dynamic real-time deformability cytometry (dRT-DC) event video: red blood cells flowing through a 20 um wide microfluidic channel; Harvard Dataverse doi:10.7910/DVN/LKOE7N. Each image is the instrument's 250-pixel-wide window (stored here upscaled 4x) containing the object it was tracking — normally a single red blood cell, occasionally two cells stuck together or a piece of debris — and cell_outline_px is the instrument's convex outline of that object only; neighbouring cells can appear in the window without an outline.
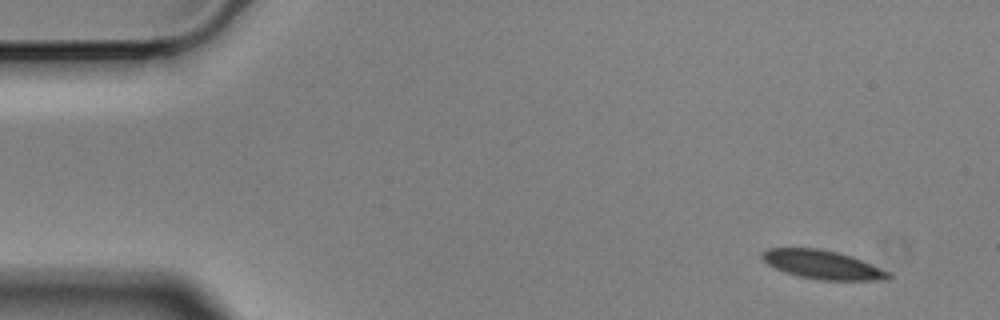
{"species": "Egyptian fruit bat (a non-hibernating species)", "species_latin": "Rousettus aegyptiacus", "temperature_condition": "cold", "stored_images_in_passage": 6, "camera_frame_rate_fps": 3000, "um_per_image_px": 0.085, "animal": {"sex": "male"}, "frame": {"image": 1, "passage_image": 1, "time_ms": 0.0, "image_size_px": [1000, 320], "cell_outline_px": [[892, 276], [888, 280], [820, 280], [800, 276], [784, 272], [768, 264], [760, 256], [760, 252], [768, 248], [816, 248], [836, 252], [852, 256], [892, 272]], "centroid_in_image_um": [69.94, 22.5], "position_along_channel_um": 15.1, "area_um2": 21.21}}
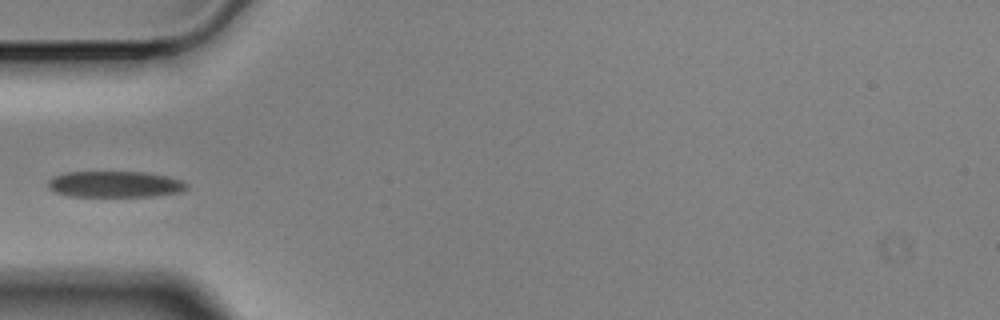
{"frame": {"image": 2, "passage_image": 5, "time_ms": 1.333, "image_size_px": [1000, 320], "cell_outline_px": [[188, 188], [180, 192], [156, 196], [68, 196], [56, 192], [48, 188], [48, 180], [52, 176], [64, 172], [144, 172], [168, 176], [180, 180], [188, 184]], "centroid_in_image_um": [9.76, 15.66], "position_along_channel_um": 75.2, "area_um2": 21.27}}
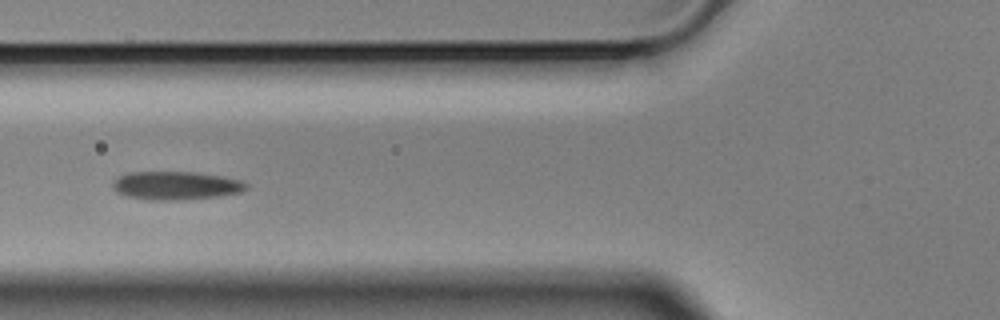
{"frame": {"image": 3, "passage_image": 6, "time_ms": 1.667, "image_size_px": [1000, 320], "cell_outline_px": [[248, 188], [240, 192], [220, 196], [176, 200], [152, 200], [128, 196], [116, 192], [112, 188], [112, 180], [128, 172], [196, 172], [224, 176], [240, 180], [248, 184]], "centroid_in_image_um": [14.95, 15.76], "position_along_channel_um": 110.9, "area_um2": 22.14}}